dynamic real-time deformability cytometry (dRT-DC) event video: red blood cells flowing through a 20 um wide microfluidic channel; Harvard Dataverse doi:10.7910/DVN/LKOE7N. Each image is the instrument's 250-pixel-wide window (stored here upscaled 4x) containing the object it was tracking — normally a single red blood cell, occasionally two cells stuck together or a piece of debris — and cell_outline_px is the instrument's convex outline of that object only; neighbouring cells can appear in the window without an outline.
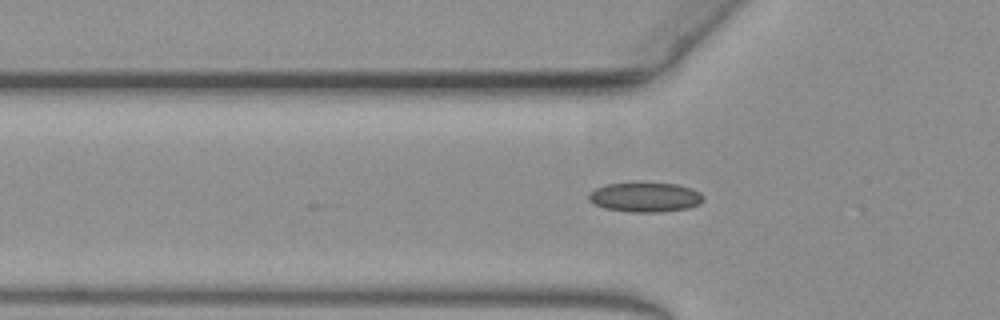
{"species": "common noctule bat (a hibernating species)", "species_latin": "Nyctalus noctula", "temperature_condition": "warm", "stored_images_in_passage": 12, "camera_frame_rate_fps": 3000, "um_per_image_px": 0.085, "animal": {"sex": "female", "body_mass_g": 19.3, "forearm_length_mm": 54.1}, "frame": {"image": 1, "passage_image": 2, "time_ms": 0.333, "image_size_px": [1000, 320], "cell_outline_px": [[704, 200], [700, 204], [688, 208], [660, 212], [628, 212], [604, 208], [592, 204], [588, 200], [588, 192], [596, 188], [608, 184], [676, 184], [692, 188], [700, 192], [704, 196]], "centroid_in_image_um": [54.83, 16.78], "position_along_channel_um": 71.0, "area_um2": 19.71}}
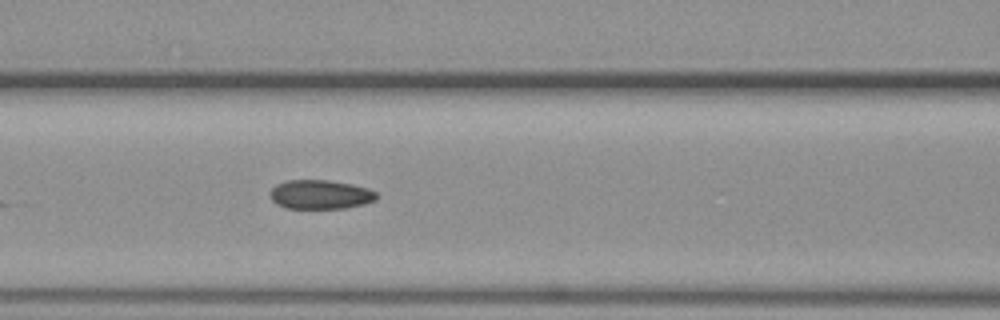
{"frame": {"image": 2, "passage_image": 8, "time_ms": 2.333, "image_size_px": [1000, 320], "cell_outline_px": [[376, 200], [364, 204], [344, 208], [284, 208], [276, 204], [268, 196], [268, 192], [276, 184], [288, 180], [328, 180], [352, 184], [368, 188], [376, 192]], "centroid_in_image_um": [27.18, 16.53], "position_along_channel_um": 139.4, "area_um2": 18.21}}
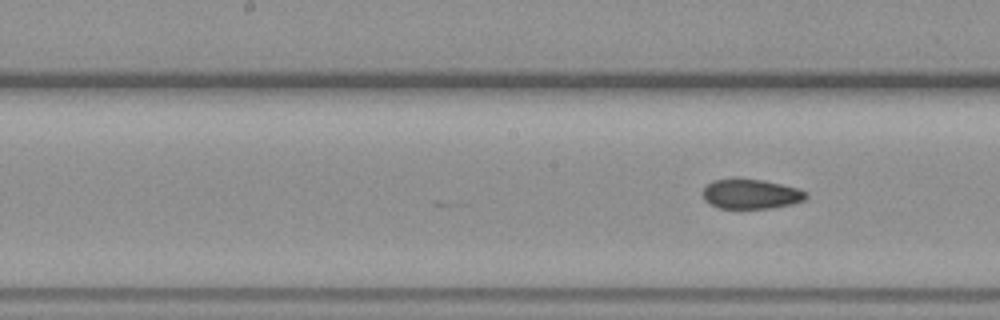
{"frame": {"image": 3, "passage_image": 12, "time_ms": 3.667, "image_size_px": [1000, 320], "cell_outline_px": [[808, 196], [804, 200], [792, 204], [772, 208], [720, 208], [704, 200], [700, 192], [712, 180], [760, 180], [780, 184], [796, 188], [808, 192]], "centroid_in_image_um": [63.83, 16.51], "position_along_channel_um": 184.4, "area_um2": 17.57}}